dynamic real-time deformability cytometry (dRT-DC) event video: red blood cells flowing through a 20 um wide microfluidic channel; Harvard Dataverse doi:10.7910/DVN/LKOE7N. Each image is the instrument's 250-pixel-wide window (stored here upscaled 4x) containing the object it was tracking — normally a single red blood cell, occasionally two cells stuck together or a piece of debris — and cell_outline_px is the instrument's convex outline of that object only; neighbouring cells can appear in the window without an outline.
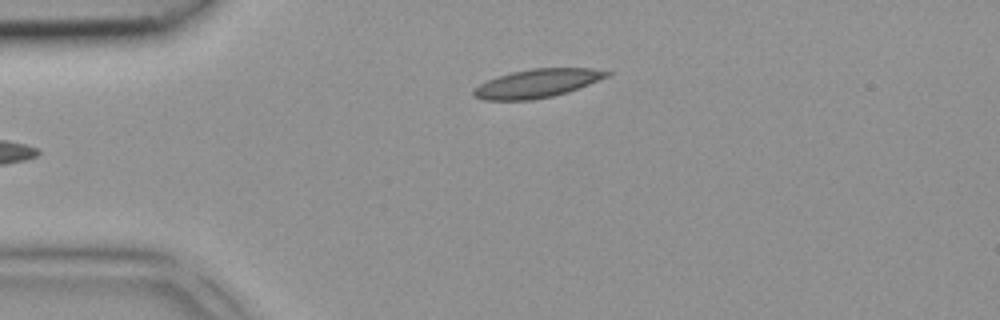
{"species": "common noctule bat (a hibernating species)", "species_latin": "Nyctalus noctula", "temperature_condition": "room temperature", "stored_images_in_passage": 4, "camera_frame_rate_fps": 3000, "um_per_image_px": 0.085, "animal": {"sex": "female", "body_mass_g": 18.4}, "frame": {"image": 1, "passage_image": 4, "time_ms": 1.0, "image_size_px": [1000, 320], "cell_outline_px": [[612, 72], [608, 76], [568, 92], [552, 96], [532, 100], [484, 100], [472, 96], [472, 92], [480, 84], [488, 80], [512, 72], [532, 68], [592, 68]], "centroid_in_image_um": [45.65, 7.09], "position_along_channel_um": 39.4, "area_um2": 21.91}}